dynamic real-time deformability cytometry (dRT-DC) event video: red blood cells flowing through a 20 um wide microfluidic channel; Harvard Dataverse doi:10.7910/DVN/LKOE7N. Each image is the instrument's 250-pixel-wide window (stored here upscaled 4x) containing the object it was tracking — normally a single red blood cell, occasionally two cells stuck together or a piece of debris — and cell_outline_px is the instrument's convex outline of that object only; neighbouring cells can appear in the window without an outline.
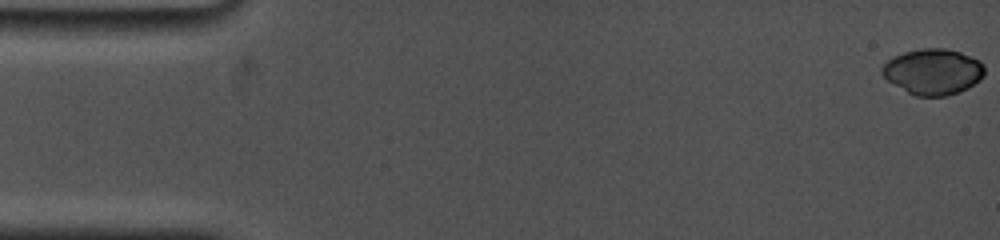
{"species": "common noctule bat (a hibernating species)", "species_latin": "Nyctalus noctula", "temperature_condition": "cold", "stored_images_in_passage": 16, "camera_frame_rate_fps": 5000, "um_per_image_px": 0.085, "animal": {"sex": "female", "body_mass_g": 19.0, "forearm_length_mm": 53.3}, "frame": {"image": 1, "passage_image": 1, "time_ms": 0.0, "image_size_px": [1000, 240], "cell_outline_px": [[984, 76], [980, 80], [968, 88], [960, 92], [948, 96], [916, 96], [908, 92], [888, 80], [880, 72], [880, 68], [892, 56], [904, 52], [920, 48], [944, 48], [960, 52], [980, 60], [984, 64]], "centroid_in_image_um": [79.32, 6.08], "position_along_channel_um": 5.7, "area_um2": 27.51}}